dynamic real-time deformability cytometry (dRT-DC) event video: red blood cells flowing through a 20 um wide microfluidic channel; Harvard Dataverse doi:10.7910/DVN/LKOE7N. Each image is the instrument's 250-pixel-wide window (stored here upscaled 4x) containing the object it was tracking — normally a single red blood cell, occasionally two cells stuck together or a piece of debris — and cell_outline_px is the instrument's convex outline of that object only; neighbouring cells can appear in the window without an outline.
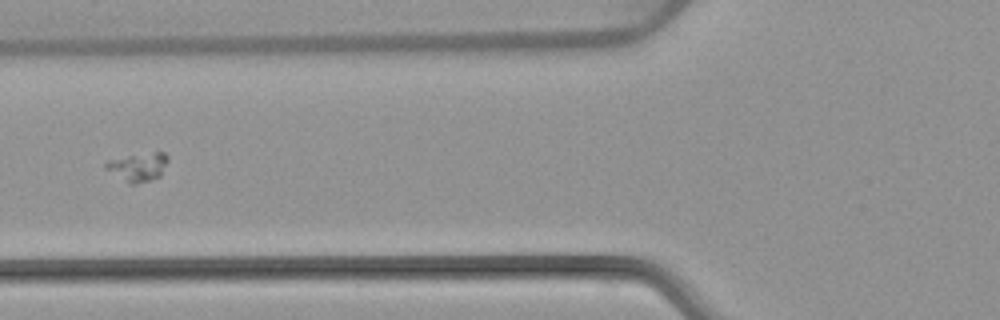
{"species": "common noctule bat (a hibernating species)", "species_latin": "Nyctalus noctula", "temperature_condition": "warm", "stored_images_in_passage": 5, "camera_frame_rate_fps": 3000, "um_per_image_px": 0.085, "animal": {"sex": "female", "body_mass_g": 22.7, "forearm_length_mm": 54.2}, "frame": {"image": 1, "passage_image": 5, "time_ms": 4.667, "image_size_px": [1000, 320], "cell_outline_px": [[168, 160], [160, 176], [136, 184], [128, 184], [104, 168], [104, 160], [152, 152], [164, 152], [168, 156]], "centroid_in_image_um": [11.69, 14.19], "position_along_channel_um": 114.1, "area_um2": 10.35}}